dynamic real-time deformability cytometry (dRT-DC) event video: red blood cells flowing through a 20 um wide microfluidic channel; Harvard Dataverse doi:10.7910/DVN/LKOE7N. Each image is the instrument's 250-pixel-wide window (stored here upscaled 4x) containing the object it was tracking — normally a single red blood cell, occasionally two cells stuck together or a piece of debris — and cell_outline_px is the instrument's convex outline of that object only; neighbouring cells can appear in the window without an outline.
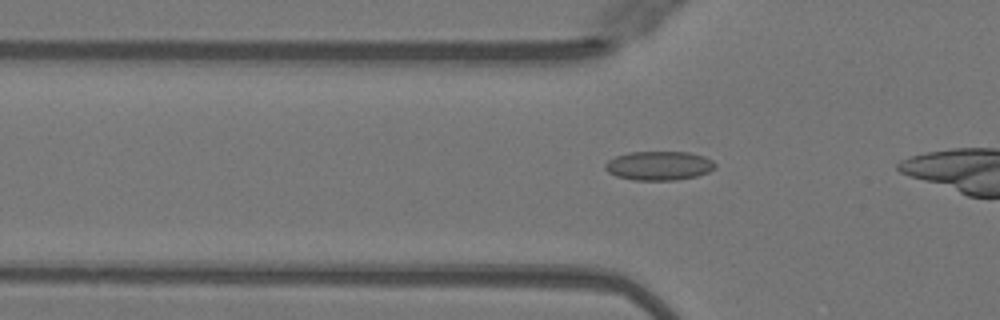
{"species": "Egyptian fruit bat (a non-hibernating species)", "species_latin": "Rousettus aegyptiacus", "temperature_condition": "warm", "stored_images_in_passage": 12, "camera_frame_rate_fps": 3000, "um_per_image_px": 0.085, "animal": {"sex": "female"}, "frame": {"image": 1, "passage_image": 6, "time_ms": 1.667, "image_size_px": [1000, 320], "cell_outline_px": [[716, 164], [708, 172], [696, 176], [676, 180], [632, 180], [616, 176], [608, 172], [604, 168], [604, 164], [608, 160], [616, 156], [628, 152], [688, 152], [704, 156], [712, 160]], "centroid_in_image_um": [55.97, 14.08], "position_along_channel_um": 69.8, "area_um2": 18.61}}
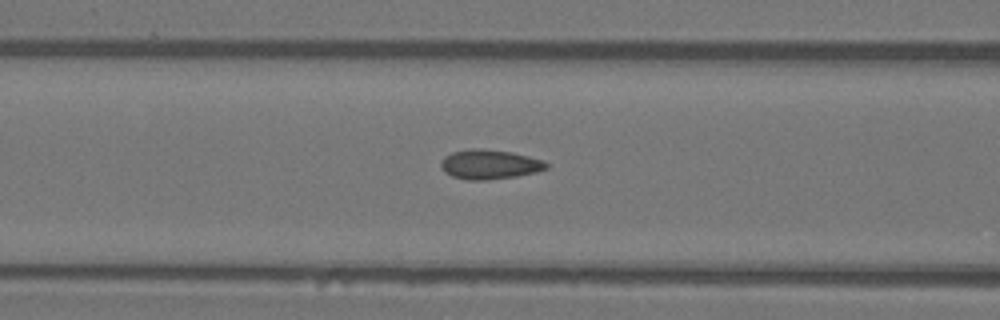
{"frame": {"image": 2, "passage_image": 10, "time_ms": 3.0, "image_size_px": [1000, 320], "cell_outline_px": [[548, 168], [536, 172], [516, 176], [488, 180], [464, 180], [452, 176], [444, 172], [440, 164], [444, 156], [452, 152], [472, 148], [480, 148], [512, 152], [544, 160], [548, 164]], "centroid_in_image_um": [41.6, 13.97], "position_along_channel_um": 125.0, "area_um2": 18.26}}